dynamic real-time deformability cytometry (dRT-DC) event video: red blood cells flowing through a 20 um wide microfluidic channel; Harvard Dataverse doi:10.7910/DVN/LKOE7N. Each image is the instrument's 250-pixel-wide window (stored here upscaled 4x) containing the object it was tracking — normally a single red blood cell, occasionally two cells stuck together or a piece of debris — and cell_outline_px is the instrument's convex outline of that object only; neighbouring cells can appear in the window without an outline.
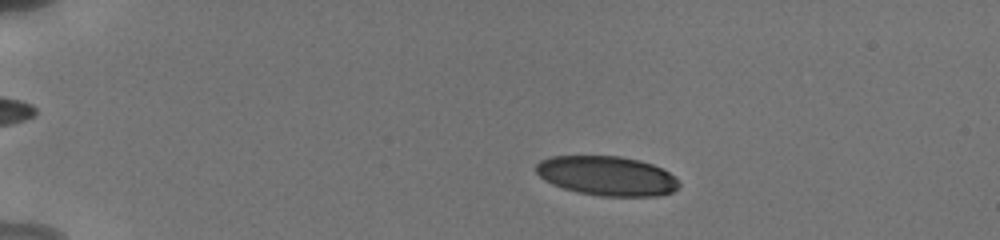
{"species": "human", "species_latin": "Homo sapiens", "temperature_condition": "cold", "stored_images_in_passage": 21, "camera_frame_rate_fps": 3000, "um_per_image_px": 0.085, "donor": {"sex": "male"}, "frame": {"image": 1, "passage_image": 11, "time_ms": 3.0, "image_size_px": [1000, 240], "cell_outline_px": [[680, 184], [672, 192], [656, 196], [600, 196], [576, 192], [552, 184], [544, 180], [536, 172], [536, 164], [540, 160], [552, 156], [620, 156], [640, 160], [652, 164], [668, 172]], "centroid_in_image_um": [51.55, 14.95], "position_along_channel_um": 33.4, "area_um2": 32.77}}
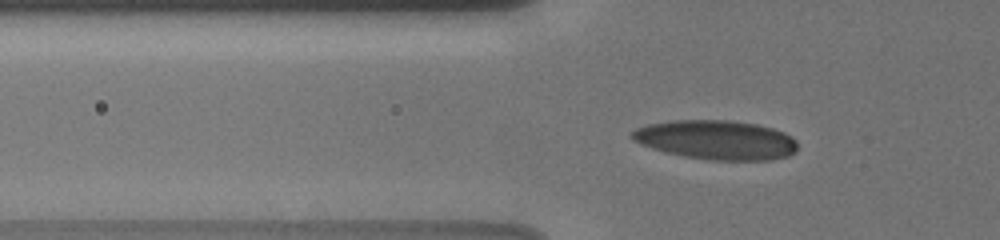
{"frame": {"image": 2, "passage_image": 18, "time_ms": 5.667, "image_size_px": [1000, 240], "cell_outline_px": [[796, 152], [788, 156], [772, 160], [708, 160], [684, 156], [664, 152], [640, 144], [632, 140], [628, 136], [636, 128], [648, 124], [676, 120], [728, 120], [756, 124], [772, 128], [784, 132], [792, 136], [796, 140]], "centroid_in_image_um": [60.87, 11.89], "position_along_channel_um": 64.9, "area_um2": 38.09}}
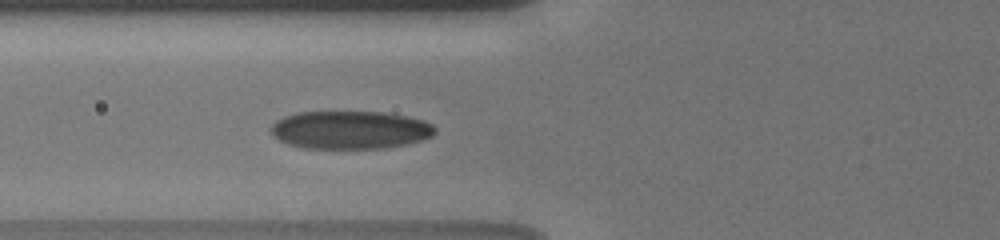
{"frame": {"image": 3, "passage_image": 21, "time_ms": 6.667, "image_size_px": [1000, 240], "cell_outline_px": [[436, 132], [432, 136], [420, 140], [404, 144], [384, 148], [304, 148], [288, 144], [272, 136], [272, 124], [276, 120], [284, 116], [296, 112], [384, 112], [408, 116], [424, 120], [432, 124], [436, 128]], "centroid_in_image_um": [29.76, 11.03], "position_along_channel_um": 96.0, "area_um2": 36.41}}